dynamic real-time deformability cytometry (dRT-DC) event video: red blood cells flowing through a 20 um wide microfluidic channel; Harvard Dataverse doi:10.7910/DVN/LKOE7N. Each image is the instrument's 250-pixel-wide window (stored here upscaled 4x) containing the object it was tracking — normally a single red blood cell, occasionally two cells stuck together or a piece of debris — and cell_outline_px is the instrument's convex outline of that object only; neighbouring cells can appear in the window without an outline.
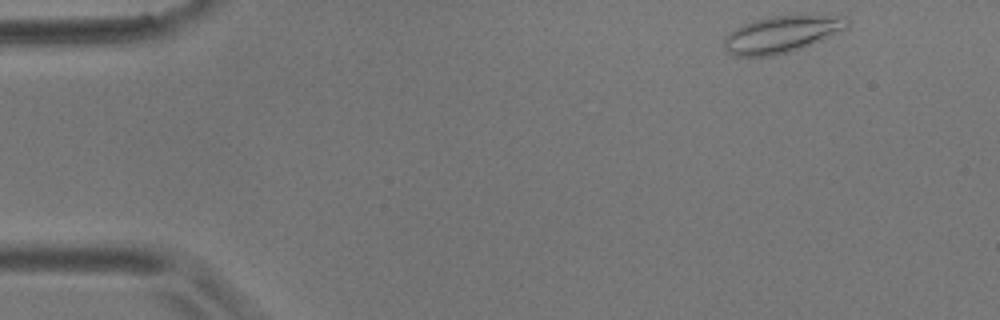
{"species": "common noctule bat (a hibernating species)", "species_latin": "Nyctalus noctula", "temperature_condition": "room temperature", "stored_images_in_passage": 5, "camera_frame_rate_fps": 3000, "um_per_image_px": 0.085, "animal": {"sex": "male", "body_mass_g": 17.9}, "frame": {"image": 1, "passage_image": 1, "time_ms": 0.0, "image_size_px": [1000, 320], "cell_outline_px": [[852, 20], [848, 28], [800, 48], [788, 52], [772, 56], [732, 56], [724, 48], [724, 36], [728, 32], [744, 24], [756, 20], [772, 16], [848, 16]], "centroid_in_image_um": [66.43, 2.91], "position_along_channel_um": 18.6, "area_um2": 26.13}}